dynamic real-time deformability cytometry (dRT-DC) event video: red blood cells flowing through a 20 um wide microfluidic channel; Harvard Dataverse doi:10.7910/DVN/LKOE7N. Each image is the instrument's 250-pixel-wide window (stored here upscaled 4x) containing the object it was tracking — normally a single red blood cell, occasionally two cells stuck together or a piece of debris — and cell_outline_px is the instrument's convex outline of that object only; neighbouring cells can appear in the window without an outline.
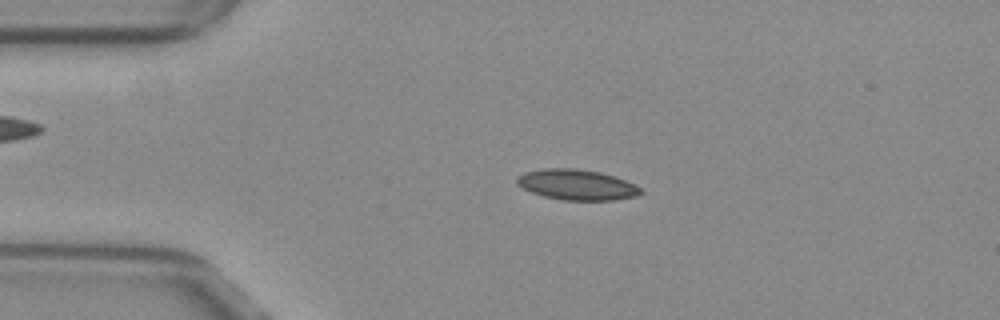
{"species": "common noctule bat (a hibernating species)", "species_latin": "Nyctalus noctula", "temperature_condition": "warm", "stored_images_in_passage": 48, "camera_frame_rate_fps": 3000, "um_per_image_px": 0.085, "animal": {"sex": "female", "body_mass_g": 29.2, "forearm_length_mm": 56.3}, "frame": {"image": 1, "passage_image": 6, "time_ms": 1.667, "image_size_px": [1000, 320], "cell_outline_px": [[644, 192], [636, 196], [616, 200], [564, 200], [544, 196], [532, 192], [516, 184], [516, 176], [524, 172], [544, 168], [576, 168], [600, 172], [616, 176], [636, 184], [644, 188]], "centroid_in_image_um": [49.08, 15.69], "position_along_channel_um": 35.9, "area_um2": 22.31}}
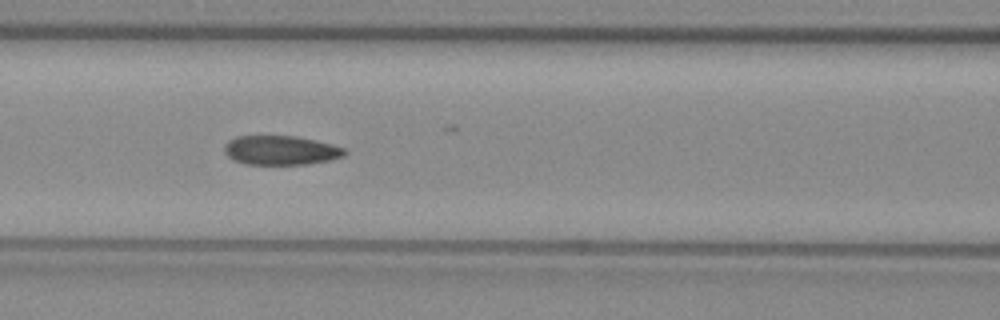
{"frame": {"image": 2, "passage_image": 17, "time_ms": 5.333, "image_size_px": [1000, 320], "cell_outline_px": [[348, 152], [344, 156], [332, 160], [308, 164], [244, 164], [232, 160], [224, 152], [224, 144], [228, 140], [236, 136], [296, 136], [316, 140], [332, 144], [344, 148]], "centroid_in_image_um": [23.86, 12.77], "position_along_channel_um": 142.7, "area_um2": 20.75}}
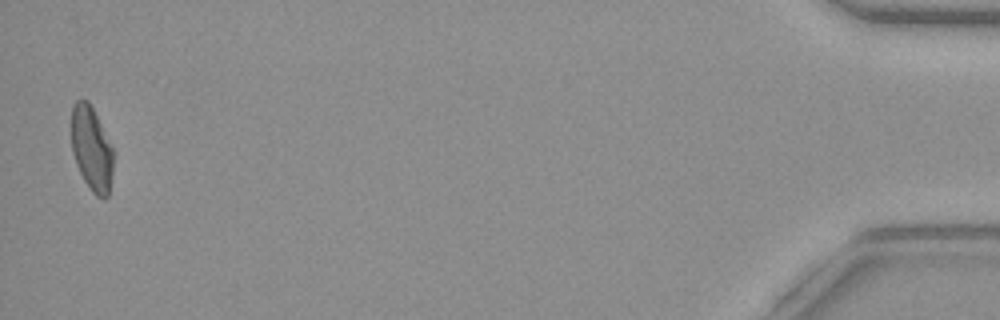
{"frame": {"image": 3, "passage_image": 47, "time_ms": 15.333, "image_size_px": [1000, 320], "cell_outline_px": [[112, 176], [108, 196], [104, 200], [96, 196], [92, 192], [84, 180], [76, 164], [72, 152], [72, 104], [76, 100], [88, 100], [112, 148]], "centroid_in_image_um": [7.77, 12.68], "position_along_channel_um": 427.4, "area_um2": 20.29}, "authors_computed_cell_mechanics": {"area_um2": 21.2126, "velocity_mm_per_s": 3.858, "shape_relaxation_time_tau1_ms": null, "shape_relaxation_time_tau2_ms": 2.0456, "deformation_change_tau1": null, "deformation_change_tau2": 0.0622}}